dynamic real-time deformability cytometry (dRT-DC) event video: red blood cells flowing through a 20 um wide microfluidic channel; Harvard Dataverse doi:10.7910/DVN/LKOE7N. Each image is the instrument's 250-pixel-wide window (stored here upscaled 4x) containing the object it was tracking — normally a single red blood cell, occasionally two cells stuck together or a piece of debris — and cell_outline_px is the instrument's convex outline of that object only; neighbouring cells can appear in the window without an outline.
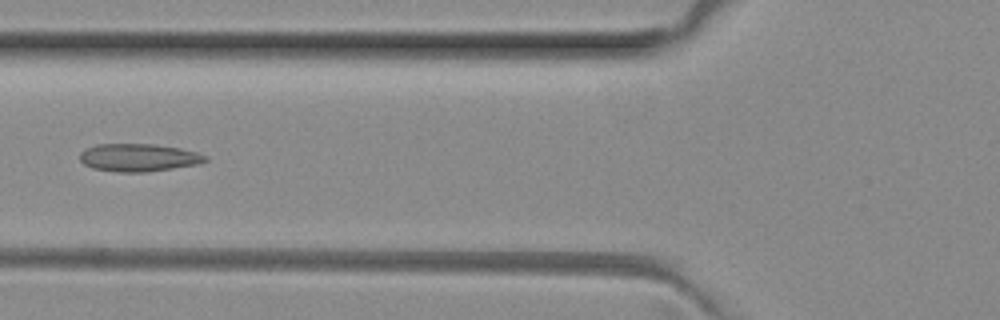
{"species": "common noctule bat (a hibernating species)", "species_latin": "Nyctalus noctula", "temperature_condition": "room temperature", "stored_images_in_passage": 5, "camera_frame_rate_fps": 3000, "um_per_image_px": 0.085, "animal": {"sex": "female", "body_mass_g": 29.2, "forearm_length_mm": 56.3}, "frame": {"image": 1, "passage_image": 5, "time_ms": 1.333, "image_size_px": [1000, 320], "cell_outline_px": [[208, 160], [200, 164], [148, 172], [116, 172], [92, 168], [84, 164], [80, 160], [80, 152], [84, 148], [96, 144], [156, 144], [180, 148], [196, 152], [208, 156]], "centroid_in_image_um": [11.78, 13.39], "position_along_channel_um": 114.0, "area_um2": 20.58}}